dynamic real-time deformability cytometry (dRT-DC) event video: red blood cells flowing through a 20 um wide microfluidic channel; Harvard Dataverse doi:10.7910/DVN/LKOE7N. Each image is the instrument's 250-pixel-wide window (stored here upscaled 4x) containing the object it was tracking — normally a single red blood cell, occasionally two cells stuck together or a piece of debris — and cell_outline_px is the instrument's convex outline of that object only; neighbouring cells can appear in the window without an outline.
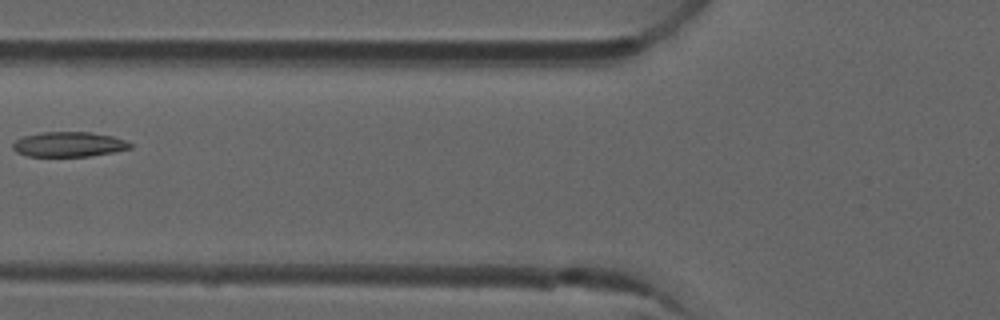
{"species": "common noctule bat (a hibernating species)", "species_latin": "Nyctalus noctula", "temperature_condition": "room temperature", "stored_images_in_passage": 5, "camera_frame_rate_fps": 3000, "um_per_image_px": 0.085, "animal": {"sex": "male", "forearm_length_mm": 52.5}, "frame": {"image": 1, "passage_image": 5, "time_ms": 1.333, "image_size_px": [1000, 320], "cell_outline_px": [[136, 144], [132, 148], [112, 152], [88, 156], [28, 156], [16, 152], [12, 148], [12, 144], [16, 140], [24, 136], [44, 132], [88, 132], [112, 136]], "centroid_in_image_um": [5.87, 12.27], "position_along_channel_um": 119.9, "area_um2": 16.99}}